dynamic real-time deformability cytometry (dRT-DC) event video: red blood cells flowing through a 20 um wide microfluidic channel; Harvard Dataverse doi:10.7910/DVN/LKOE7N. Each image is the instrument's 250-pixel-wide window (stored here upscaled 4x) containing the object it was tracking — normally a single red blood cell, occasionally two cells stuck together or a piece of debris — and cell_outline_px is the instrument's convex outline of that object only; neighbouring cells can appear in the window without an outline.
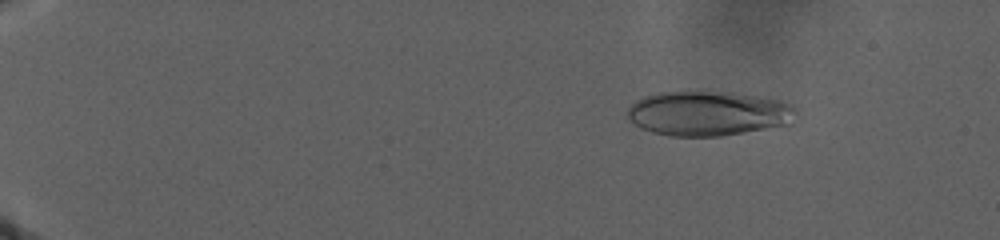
{"species": "human", "species_latin": "Homo sapiens", "temperature_condition": "warm", "stored_images_in_passage": 70, "camera_frame_rate_fps": 3000, "um_per_image_px": 0.085, "donor": {"sex": "male"}, "frame": {"image": 1, "passage_image": 13, "time_ms": 5.667, "image_size_px": [1000, 240], "cell_outline_px": [[796, 112], [792, 124], [720, 136], [672, 136], [652, 132], [640, 128], [624, 112], [636, 100], [644, 96], [656, 92], [732, 92], [780, 100], [792, 104], [796, 108]], "centroid_in_image_um": [60.21, 9.64], "position_along_channel_um": 24.8, "area_um2": 43.99}}
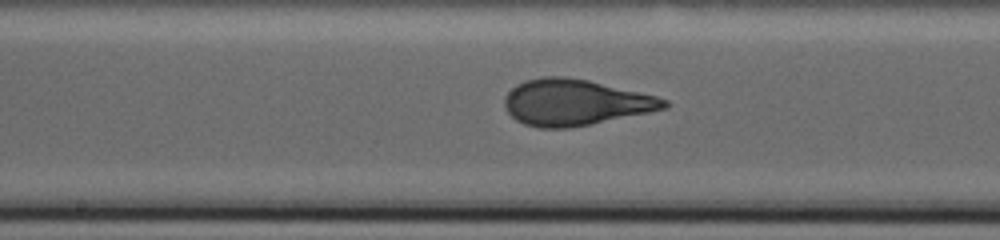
{"frame": {"image": 2, "passage_image": 49, "time_ms": 21.667, "image_size_px": [1000, 240], "cell_outline_px": [[668, 108], [592, 124], [568, 128], [540, 128], [524, 124], [516, 120], [504, 108], [504, 96], [516, 84], [524, 80], [544, 76], [564, 76], [588, 80], [656, 96], [668, 100]], "centroid_in_image_um": [48.85, 8.7], "position_along_channel_um": 199.3, "area_um2": 42.89}}
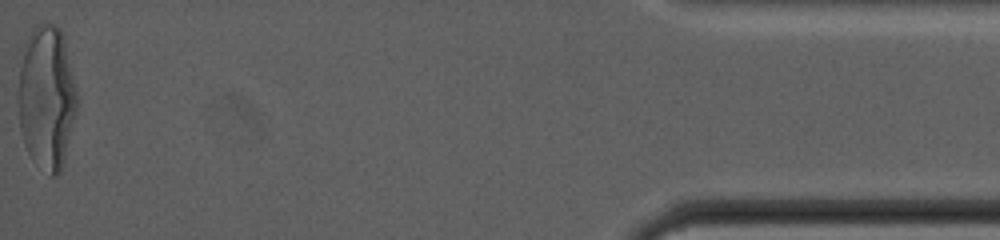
{"frame": {"image": 3, "passage_image": 70, "time_ms": 37.0, "image_size_px": [1000, 240], "cell_outline_px": [[76, 112], [64, 160], [60, 172], [56, 176], [48, 176], [32, 160], [24, 144], [20, 132], [20, 68], [28, 36], [32, 28], [36, 24], [44, 20], [56, 24], [60, 28], [64, 40], [76, 92]], "centroid_in_image_um": [3.97, 8.3], "position_along_channel_um": 431.2, "area_um2": 48.67}}